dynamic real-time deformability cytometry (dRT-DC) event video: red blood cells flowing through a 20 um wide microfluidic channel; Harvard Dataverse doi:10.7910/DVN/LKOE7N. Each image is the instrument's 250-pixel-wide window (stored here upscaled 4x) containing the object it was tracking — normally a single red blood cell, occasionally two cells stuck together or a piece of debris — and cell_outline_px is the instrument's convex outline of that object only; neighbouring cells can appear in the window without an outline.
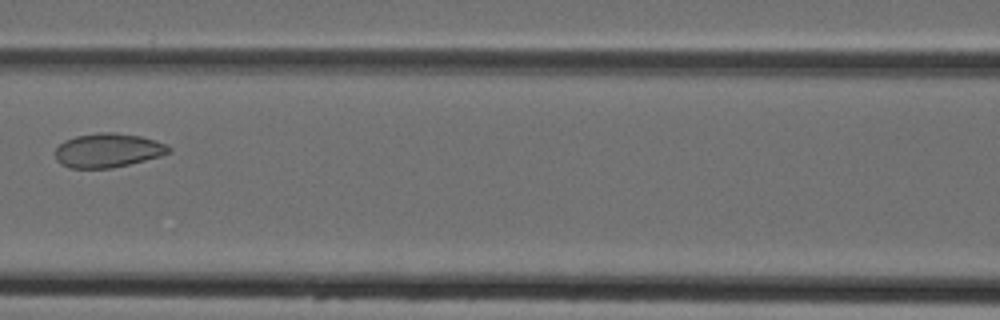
{"species": "Egyptian fruit bat (a non-hibernating species)", "species_latin": "Rousettus aegyptiacus", "temperature_condition": "cold", "stored_images_in_passage": 6, "camera_frame_rate_fps": 3000, "um_per_image_px": 0.085, "animal": {"sex": "female"}, "frame": {"image": 1, "passage_image": 6, "time_ms": 7.0, "image_size_px": [1000, 320], "cell_outline_px": [[172, 152], [160, 156], [112, 168], [68, 168], [60, 164], [56, 160], [56, 148], [64, 140], [76, 136], [100, 132], [116, 132], [140, 136], [168, 144], [172, 148]], "centroid_in_image_um": [9.18, 12.78], "position_along_channel_um": 157.4, "area_um2": 22.66}}